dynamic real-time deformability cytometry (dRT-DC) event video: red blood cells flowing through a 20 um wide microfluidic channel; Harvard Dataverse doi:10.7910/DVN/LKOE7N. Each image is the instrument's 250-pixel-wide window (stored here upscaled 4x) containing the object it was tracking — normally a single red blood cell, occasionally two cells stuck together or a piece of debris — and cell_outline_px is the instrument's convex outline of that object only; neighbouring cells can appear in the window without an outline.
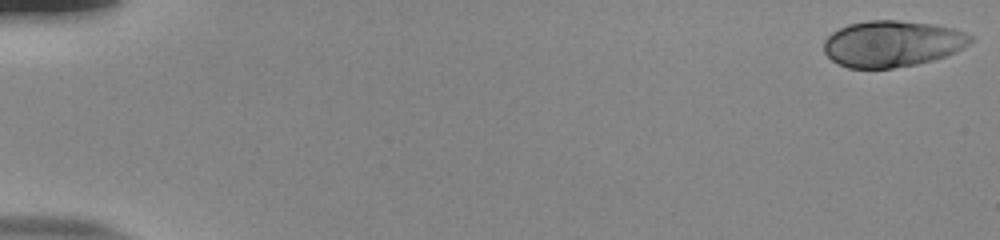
{"species": "human", "species_latin": "Homo sapiens", "temperature_condition": "room temperature", "stored_images_in_passage": 54, "camera_frame_rate_fps": 3000, "um_per_image_px": 0.085, "donor": {"sex": "male"}, "frame": {"image": 1, "passage_image": 1, "time_ms": 0.0, "image_size_px": [1000, 240], "cell_outline_px": [[972, 40], [968, 44], [956, 52], [932, 60], [916, 64], [892, 68], [848, 68], [832, 60], [824, 52], [824, 40], [832, 32], [848, 24], [868, 20], [896, 20], [936, 24], [956, 28], [972, 36]], "centroid_in_image_um": [75.84, 3.7], "position_along_channel_um": 9.2, "area_um2": 39.59}}
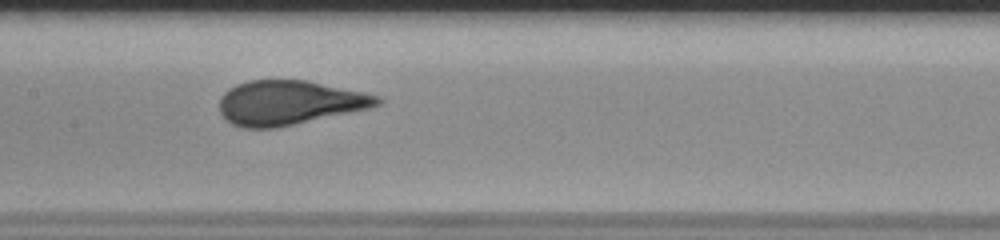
{"frame": {"image": 2, "passage_image": 28, "time_ms": 9.0, "image_size_px": [1000, 240], "cell_outline_px": [[384, 100], [380, 104], [368, 108], [276, 128], [240, 128], [224, 120], [220, 112], [220, 96], [228, 88], [236, 84], [248, 80], [308, 80], [364, 92], [380, 96]], "centroid_in_image_um": [24.54, 8.72], "position_along_channel_um": 182.9, "area_um2": 40.98}}
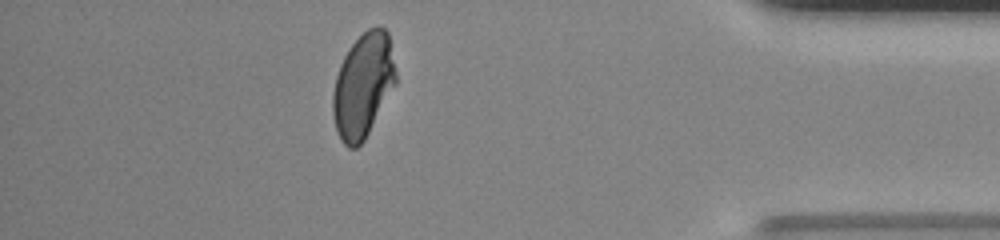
{"frame": {"image": 3, "passage_image": 48, "time_ms": 15.667, "image_size_px": [1000, 240], "cell_outline_px": [[396, 84], [364, 140], [356, 148], [348, 148], [340, 140], [336, 128], [332, 112], [332, 92], [336, 76], [340, 64], [348, 48], [368, 28], [376, 24], [380, 24], [388, 32], [396, 72]], "centroid_in_image_um": [30.86, 7.25], "position_along_channel_um": 404.3, "area_um2": 38.44}, "authors_computed_cell_mechanics": {"area_um2": 40.0554, "velocity_mm_per_s": 3.8496, "shape_relaxation_time_tau1_ms": 5.3953, "shape_relaxation_time_tau2_ms": null, "deformation_change_tau1": 0.2024, "deformation_change_tau2": null}}